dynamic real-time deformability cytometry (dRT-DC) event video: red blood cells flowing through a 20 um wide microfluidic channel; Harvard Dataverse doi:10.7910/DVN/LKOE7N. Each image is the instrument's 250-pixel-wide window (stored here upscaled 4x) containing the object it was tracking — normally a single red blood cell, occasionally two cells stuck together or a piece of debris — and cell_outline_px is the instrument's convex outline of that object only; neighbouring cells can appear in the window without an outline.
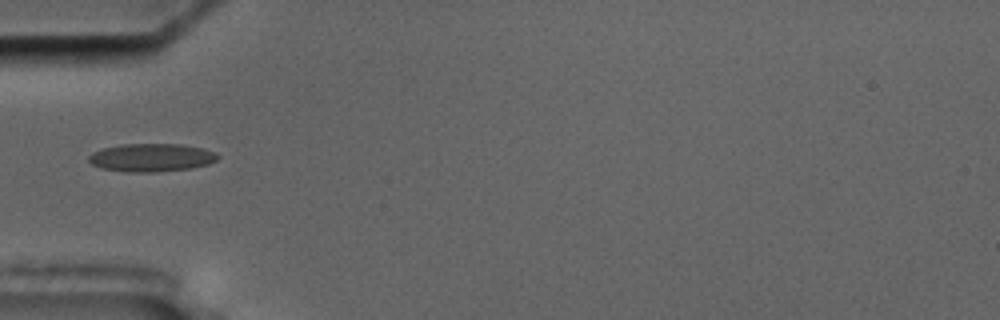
{"species": "common noctule bat (a hibernating species)", "species_latin": "Nyctalus noctula", "temperature_condition": "cold", "stored_images_in_passage": 21, "camera_frame_rate_fps": 3000, "um_per_image_px": 0.085, "animal": {"sex": "male", "body_mass_g": 17.5, "forearm_length_mm": 52.3}, "frame": {"image": 1, "passage_image": 1, "time_ms": 0.0, "image_size_px": [1000, 320], "cell_outline_px": [[220, 156], [216, 160], [208, 164], [192, 168], [156, 172], [124, 172], [100, 168], [92, 164], [88, 160], [88, 156], [92, 152], [100, 148], [120, 144], [180, 144], [200, 148], [216, 152]], "centroid_in_image_um": [12.83, 13.39], "position_along_channel_um": 72.2, "area_um2": 21.33}}
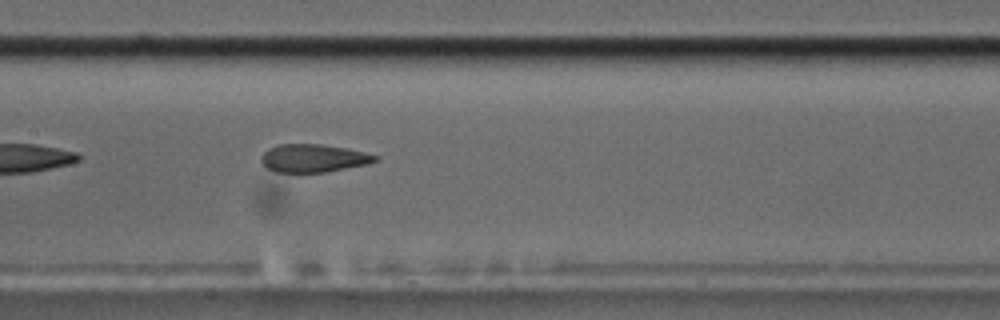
{"frame": {"image": 2, "passage_image": 10, "time_ms": 3.0, "image_size_px": [1000, 320], "cell_outline_px": [[380, 156], [376, 160], [368, 164], [324, 172], [276, 172], [268, 168], [260, 160], [260, 156], [268, 148], [280, 144], [320, 144], [348, 148]], "centroid_in_image_um": [26.63, 13.44], "position_along_channel_um": 180.8, "area_um2": 18.55}}